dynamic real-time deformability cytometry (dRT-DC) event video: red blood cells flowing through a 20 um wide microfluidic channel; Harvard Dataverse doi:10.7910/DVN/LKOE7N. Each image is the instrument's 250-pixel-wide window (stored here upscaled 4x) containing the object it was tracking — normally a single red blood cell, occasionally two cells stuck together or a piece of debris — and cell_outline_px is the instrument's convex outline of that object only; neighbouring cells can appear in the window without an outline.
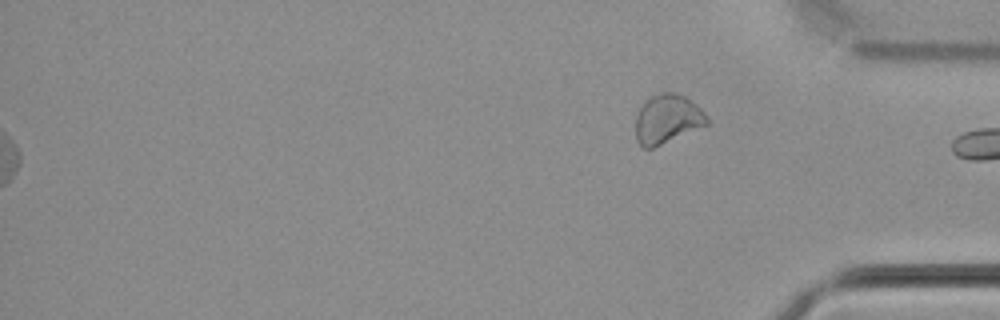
{"species": "common noctule bat (a hibernating species)", "species_latin": "Nyctalus noctula", "temperature_condition": "cold", "stored_images_in_passage": 39, "segment_of_instrument_passage": [2, 2], "camera_frame_rate_fps": 3000, "um_per_image_px": 0.085, "animal": {"sex": "male", "body_mass_g": 21.5, "forearm_length_mm": 52.0}, "frame": {"image": 1, "passage_image": 39, "time_ms": 12.667, "image_size_px": [1000, 320], "cell_outline_px": [[708, 124], [652, 148], [644, 148], [636, 140], [636, 116], [644, 100], [652, 96], [664, 92], [676, 92], [684, 96], [696, 104], [708, 116]], "centroid_in_image_um": [56.71, 10.1], "position_along_channel_um": 378.5, "area_um2": 20.23}}